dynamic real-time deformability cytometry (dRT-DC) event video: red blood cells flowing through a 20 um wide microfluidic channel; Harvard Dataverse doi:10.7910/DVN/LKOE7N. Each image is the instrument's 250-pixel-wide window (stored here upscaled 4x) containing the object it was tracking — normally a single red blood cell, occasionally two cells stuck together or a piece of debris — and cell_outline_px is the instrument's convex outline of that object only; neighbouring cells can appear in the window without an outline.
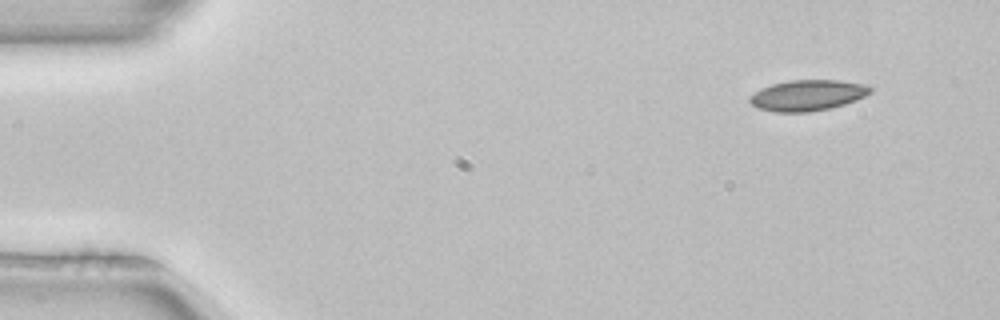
{"species": "common noctule bat (a hibernating species)", "species_latin": "Nyctalus noctula", "temperature_condition": "room temperature", "stored_images_in_passage": 3, "camera_frame_rate_fps": 3000, "um_per_image_px": 0.085, "animal": {"sex": "female", "body_mass_g": 22.7, "forearm_length_mm": 54.2}, "frame": {"image": 1, "passage_image": 1, "time_ms": 0.0, "image_size_px": [1000, 320], "cell_outline_px": [[872, 92], [856, 100], [844, 104], [828, 108], [808, 112], [776, 112], [756, 108], [748, 100], [748, 96], [772, 84], [792, 80], [840, 80], [868, 84], [872, 88]], "centroid_in_image_um": [68.66, 8.1], "position_along_channel_um": 16.3, "area_um2": 21.62}}
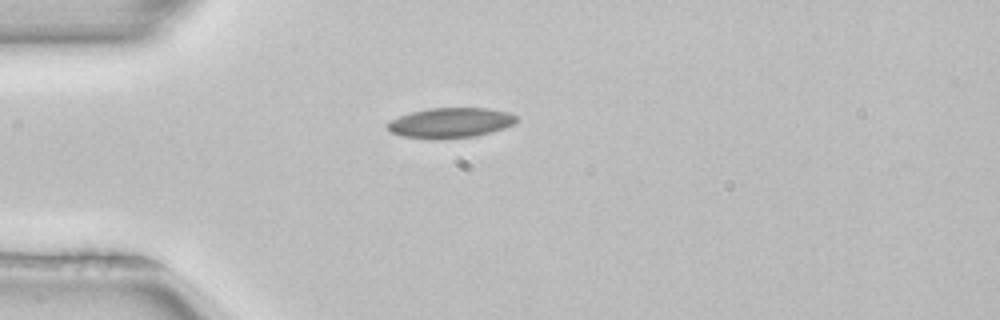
{"frame": {"image": 2, "passage_image": 3, "time_ms": 0.667, "image_size_px": [1000, 320], "cell_outline_px": [[516, 124], [504, 128], [472, 136], [400, 136], [392, 132], [384, 124], [400, 116], [412, 112], [428, 108], [488, 108], [508, 112], [516, 116]], "centroid_in_image_um": [38.32, 10.38], "position_along_channel_um": 46.7, "area_um2": 21.56}}